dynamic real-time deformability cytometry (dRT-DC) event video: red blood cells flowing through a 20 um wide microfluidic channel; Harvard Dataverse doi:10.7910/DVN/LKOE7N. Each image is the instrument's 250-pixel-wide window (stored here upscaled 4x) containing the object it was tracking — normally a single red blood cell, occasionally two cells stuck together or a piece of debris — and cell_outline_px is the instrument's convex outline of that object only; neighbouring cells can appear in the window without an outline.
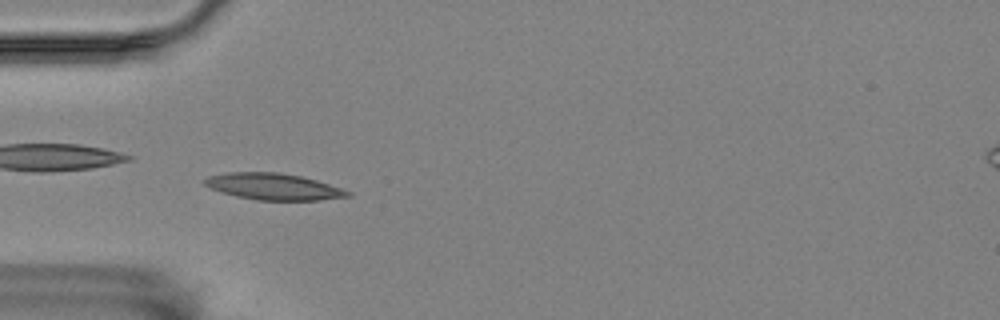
{"species": "Egyptian fruit bat (a non-hibernating species)", "species_latin": "Rousettus aegyptiacus", "temperature_condition": "room temperature", "stored_images_in_passage": 41, "camera_frame_rate_fps": 3000, "um_per_image_px": 0.085, "animal": {"sex": "female"}, "frame": {"image": 1, "passage_image": 1, "time_ms": 0.0, "image_size_px": [1000, 320], "cell_outline_px": [[352, 196], [320, 200], [256, 200], [236, 196], [220, 192], [204, 184], [204, 180], [208, 176], [228, 172], [280, 172], [300, 176], [316, 180], [352, 192]], "centroid_in_image_um": [23.25, 15.86], "position_along_channel_um": 61.8, "area_um2": 22.02}}
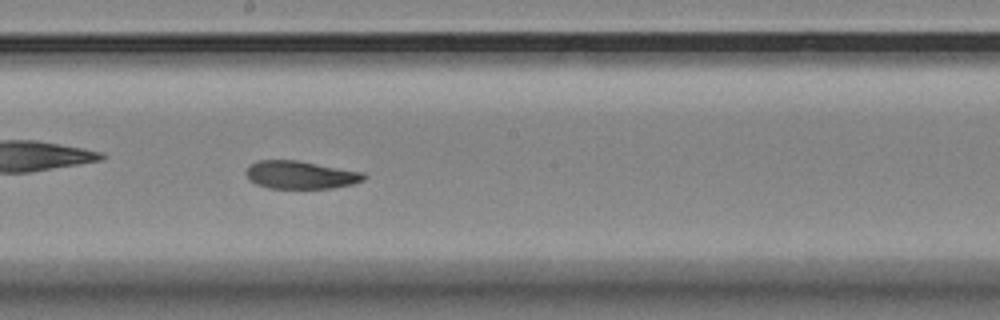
{"frame": {"image": 2, "passage_image": 15, "time_ms": 4.667, "image_size_px": [1000, 320], "cell_outline_px": [[368, 176], [364, 180], [352, 184], [332, 188], [268, 188], [256, 184], [244, 172], [256, 160], [296, 160], [364, 172]], "centroid_in_image_um": [25.58, 14.86], "position_along_channel_um": 222.6, "area_um2": 19.07}}
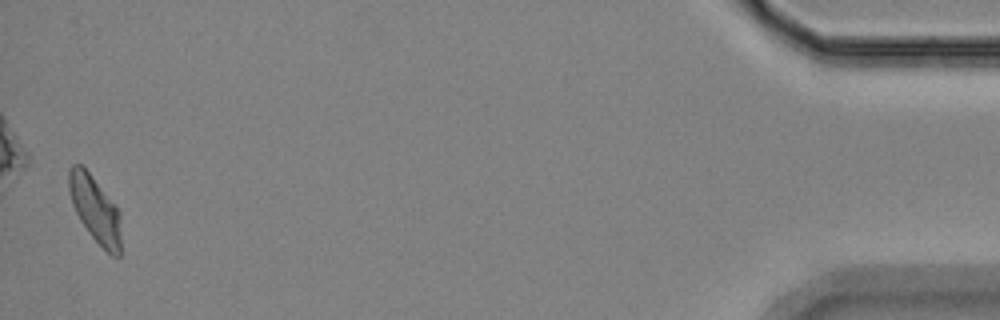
{"frame": {"image": 3, "passage_image": 40, "time_ms": 13.0, "image_size_px": [1000, 320], "cell_outline_px": [[120, 256], [112, 256], [88, 232], [80, 220], [72, 204], [68, 188], [68, 168], [72, 164], [80, 164], [88, 172], [120, 212]], "centroid_in_image_um": [8.06, 17.78], "position_along_channel_um": 427.1, "area_um2": 19.71}, "authors_computed_cell_mechanics": {"area_um2": 19.941, "velocity_mm_per_s": 3.4737, "shape_relaxation_time_tau1_ms": 6.9841, "shape_relaxation_time_tau2_ms": 3.2472, "deformation_change_tau1": 0.1869, "deformation_change_tau2": 0.0951}}